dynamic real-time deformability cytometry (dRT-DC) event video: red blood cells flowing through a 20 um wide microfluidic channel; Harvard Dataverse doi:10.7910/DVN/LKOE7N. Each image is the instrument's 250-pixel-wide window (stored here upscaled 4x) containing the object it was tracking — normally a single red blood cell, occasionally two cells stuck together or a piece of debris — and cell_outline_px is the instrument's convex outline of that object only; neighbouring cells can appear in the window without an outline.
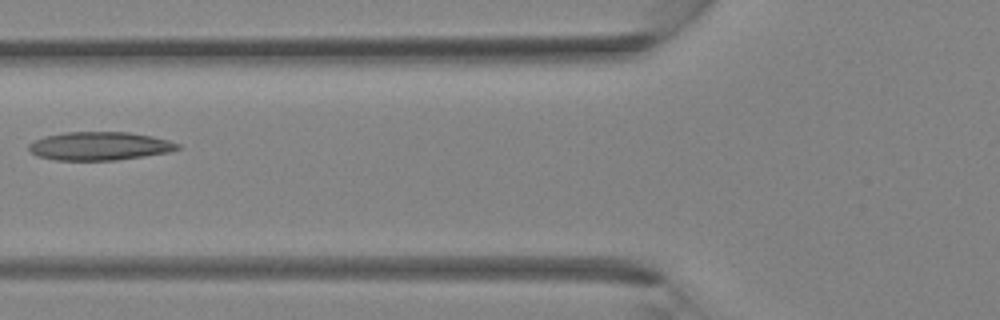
{"species": "Egyptian fruit bat (a non-hibernating species)", "species_latin": "Rousettus aegyptiacus", "temperature_condition": "room temperature", "stored_images_in_passage": 30, "camera_frame_rate_fps": 3000, "um_per_image_px": 0.085, "animal": {"sex": "female"}, "frame": {"image": 1, "passage_image": 8, "time_ms": 2.333, "image_size_px": [1000, 320], "cell_outline_px": [[180, 148], [168, 152], [144, 156], [116, 160], [56, 160], [36, 156], [28, 148], [28, 144], [44, 136], [64, 132], [128, 132], [152, 136], [168, 140], [180, 144]], "centroid_in_image_um": [8.45, 12.41], "position_along_channel_um": 117.3, "area_um2": 24.57}}
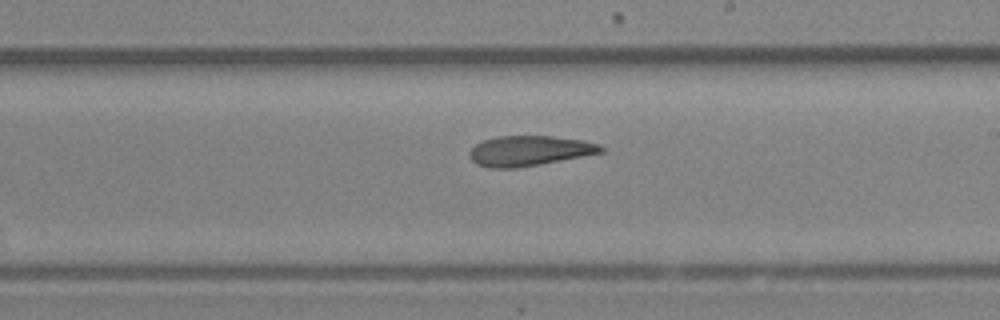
{"frame": {"image": 2, "passage_image": 15, "time_ms": 4.667, "image_size_px": [1000, 320], "cell_outline_px": [[604, 152], [540, 164], [516, 168], [488, 168], [476, 164], [468, 156], [468, 152], [480, 140], [496, 136], [552, 136], [584, 140], [600, 144], [604, 148]], "centroid_in_image_um": [44.96, 12.81], "position_along_channel_um": 244.0, "area_um2": 23.29}}
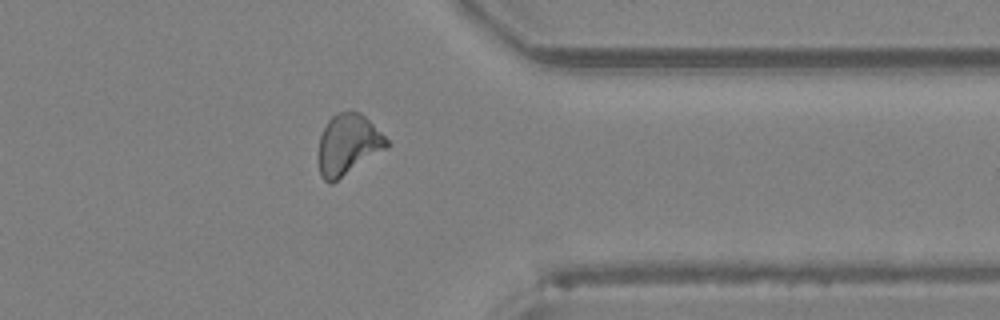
{"frame": {"image": 3, "passage_image": 23, "time_ms": 7.333, "image_size_px": [1000, 320], "cell_outline_px": [[388, 148], [332, 184], [328, 184], [320, 176], [320, 136], [328, 120], [332, 116], [340, 112], [360, 112], [388, 140]], "centroid_in_image_um": [29.59, 12.32], "position_along_channel_um": 381.8, "area_um2": 23.81}}